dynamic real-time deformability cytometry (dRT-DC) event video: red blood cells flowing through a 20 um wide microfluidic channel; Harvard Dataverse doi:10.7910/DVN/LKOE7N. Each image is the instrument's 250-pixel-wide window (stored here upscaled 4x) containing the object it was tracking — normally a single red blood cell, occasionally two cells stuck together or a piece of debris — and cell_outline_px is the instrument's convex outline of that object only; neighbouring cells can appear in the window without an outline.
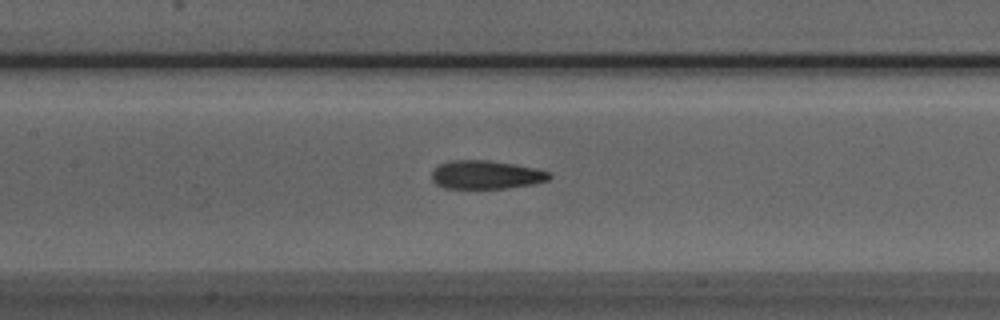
{"species": "Egyptian fruit bat (a non-hibernating species)", "species_latin": "Rousettus aegyptiacus", "temperature_condition": "room temperature", "stored_images_in_passage": 37, "camera_frame_rate_fps": 3000, "um_per_image_px": 0.085, "animal": {"sex": "male"}, "frame": {"image": 1, "passage_image": 14, "time_ms": 4.333, "image_size_px": [1000, 320], "cell_outline_px": [[552, 176], [548, 180], [532, 184], [508, 188], [444, 188], [436, 184], [432, 180], [432, 168], [448, 160], [488, 160], [516, 164], [536, 168], [548, 172]], "centroid_in_image_um": [41.28, 14.84], "position_along_channel_um": 166.1, "area_um2": 19.65}}
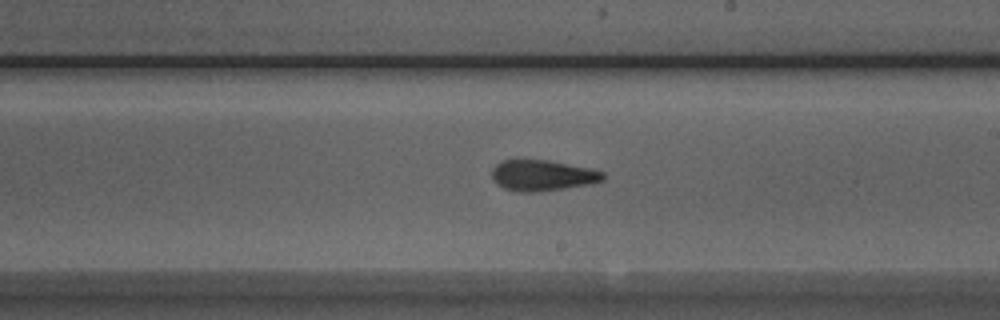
{"frame": {"image": 2, "passage_image": 20, "time_ms": 6.333, "image_size_px": [1000, 320], "cell_outline_px": [[604, 180], [592, 184], [536, 192], [516, 192], [504, 188], [496, 184], [492, 180], [492, 168], [496, 164], [504, 160], [548, 160], [592, 168], [604, 172]], "centroid_in_image_um": [46.11, 14.91], "position_along_channel_um": 242.9, "area_um2": 20.17}}
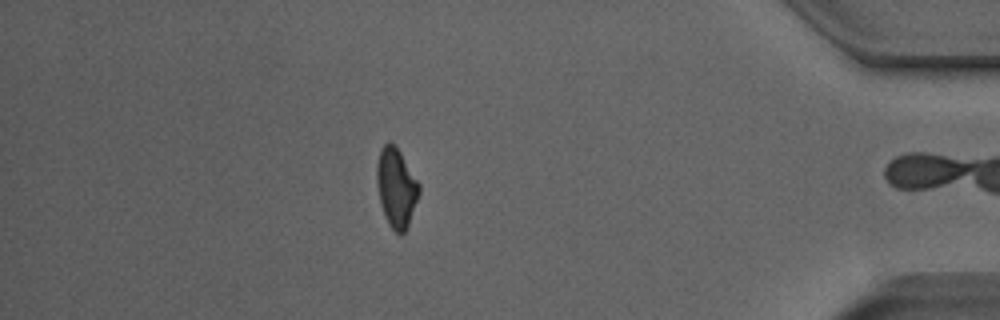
{"frame": {"image": 3, "passage_image": 36, "time_ms": 11.667, "image_size_px": [1000, 320], "cell_outline_px": [[420, 192], [408, 224], [404, 232], [400, 236], [388, 224], [384, 216], [380, 204], [376, 184], [376, 164], [380, 148], [388, 140], [400, 152], [420, 184]], "centroid_in_image_um": [33.65, 15.94], "position_along_channel_um": 401.5, "area_um2": 19.59}, "authors_computed_cell_mechanics": {"area_um2": 19.9988, "velocity_mm_per_s": 3.8553, "shape_relaxation_time_tau1_ms": 10.8946, "shape_relaxation_time_tau2_ms": 2.682, "deformation_change_tau1": 0.2359, "deformation_change_tau2": 0.1121}}